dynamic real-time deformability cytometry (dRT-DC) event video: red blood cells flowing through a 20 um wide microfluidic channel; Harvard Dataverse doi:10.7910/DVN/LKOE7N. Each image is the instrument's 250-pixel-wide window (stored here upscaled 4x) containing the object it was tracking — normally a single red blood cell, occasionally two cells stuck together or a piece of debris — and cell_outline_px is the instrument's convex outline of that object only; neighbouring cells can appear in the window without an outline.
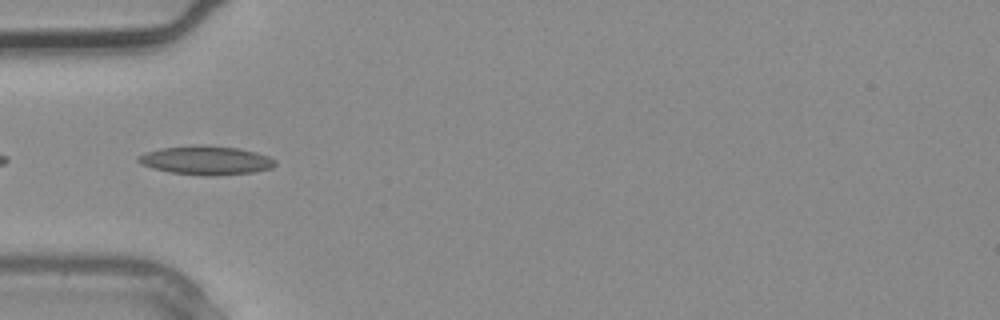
{"species": "common noctule bat (a hibernating species)", "species_latin": "Nyctalus noctula", "temperature_condition": "warm", "stored_images_in_passage": 2, "camera_frame_rate_fps": 3000, "um_per_image_px": 0.085, "animal": {"sex": "male", "body_mass_g": 20.4}, "frame": {"image": 1, "passage_image": 2, "time_ms": 0.333, "image_size_px": [1000, 320], "cell_outline_px": [[276, 164], [272, 168], [252, 172], [208, 176], [168, 172], [152, 168], [140, 164], [136, 160], [136, 156], [144, 152], [160, 148], [192, 144], [204, 144], [240, 148], [256, 152], [268, 156], [276, 160]], "centroid_in_image_um": [17.46, 13.6], "position_along_channel_um": 67.5, "area_um2": 23.41}}